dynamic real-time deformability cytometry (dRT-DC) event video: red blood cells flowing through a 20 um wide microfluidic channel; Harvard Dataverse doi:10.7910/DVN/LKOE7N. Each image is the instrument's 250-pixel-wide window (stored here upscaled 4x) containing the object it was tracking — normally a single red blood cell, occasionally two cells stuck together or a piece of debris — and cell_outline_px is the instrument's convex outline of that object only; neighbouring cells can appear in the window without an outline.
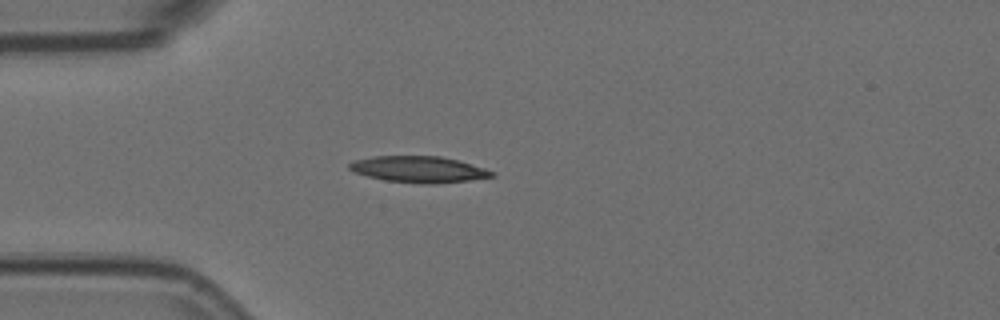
{"species": "Egyptian fruit bat (a non-hibernating species)", "species_latin": "Rousettus aegyptiacus", "temperature_condition": "room temperature", "stored_images_in_passage": 2, "camera_frame_rate_fps": 3000, "um_per_image_px": 0.085, "animal": {"sex": "female"}, "frame": {"image": 1, "passage_image": 1, "time_ms": 0.0, "image_size_px": [1000, 320], "cell_outline_px": [[496, 176], [468, 180], [436, 184], [420, 184], [384, 180], [352, 172], [348, 168], [348, 164], [356, 160], [376, 156], [440, 156], [456, 160], [484, 168], [496, 172]], "centroid_in_image_um": [35.59, 14.4], "position_along_channel_um": 49.4, "area_um2": 21.79}}